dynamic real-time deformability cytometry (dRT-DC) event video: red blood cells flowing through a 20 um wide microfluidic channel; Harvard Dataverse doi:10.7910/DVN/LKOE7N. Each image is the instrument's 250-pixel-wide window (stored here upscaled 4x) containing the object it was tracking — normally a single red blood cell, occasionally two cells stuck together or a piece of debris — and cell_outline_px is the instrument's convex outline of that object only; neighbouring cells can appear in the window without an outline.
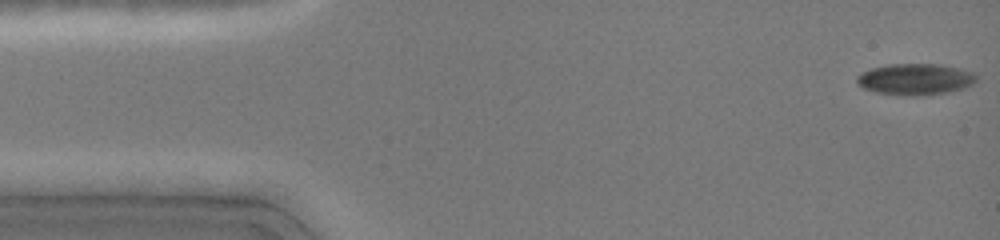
{"species": "common noctule bat (a hibernating species)", "species_latin": "Nyctalus noctula", "temperature_condition": "cold", "stored_images_in_passage": 16, "camera_frame_rate_fps": 3000, "um_per_image_px": 0.085, "animal": {"sex": "female", "body_mass_g": 19.0, "forearm_length_mm": 51.5}, "frame": {"image": 1, "passage_image": 1, "time_ms": 0.0, "image_size_px": [1000, 240], "cell_outline_px": [[976, 80], [972, 84], [964, 88], [948, 92], [920, 96], [908, 96], [876, 92], [864, 88], [856, 84], [856, 76], [872, 68], [888, 64], [940, 64], [960, 68], [972, 72], [976, 76]], "centroid_in_image_um": [77.8, 6.74], "position_along_channel_um": 7.2, "area_um2": 21.85}}
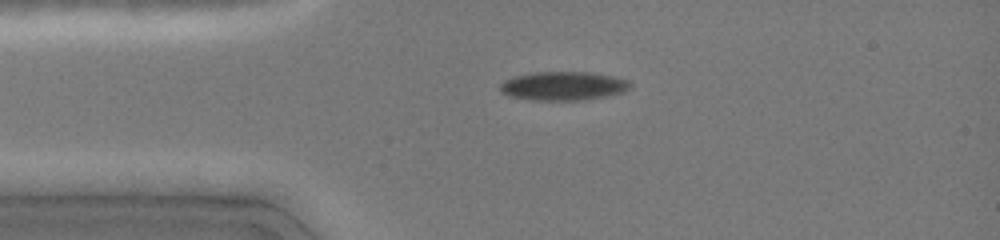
{"frame": {"image": 2, "passage_image": 7, "time_ms": 3.0, "image_size_px": [1000, 240], "cell_outline_px": [[632, 84], [628, 88], [620, 92], [608, 96], [580, 100], [532, 100], [508, 96], [500, 92], [500, 84], [504, 80], [512, 76], [532, 72], [588, 72], [612, 76], [628, 80]], "centroid_in_image_um": [47.81, 7.3], "position_along_channel_um": 37.2, "area_um2": 21.85}}
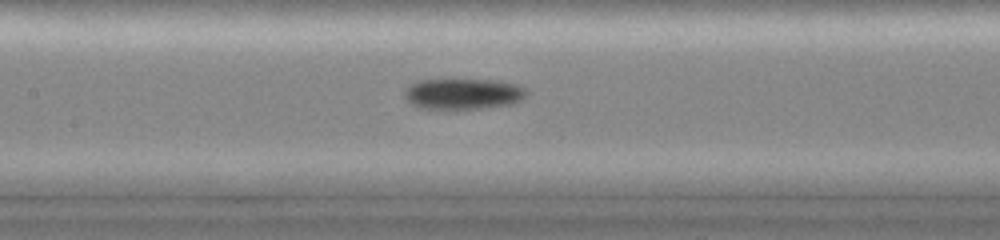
{"frame": {"image": 3, "passage_image": 15, "time_ms": 6.667, "image_size_px": [1000, 240], "cell_outline_px": [[528, 92], [520, 100], [508, 104], [480, 108], [416, 108], [404, 96], [404, 92], [412, 84], [420, 80], [496, 80], [520, 84], [528, 88]], "centroid_in_image_um": [39.41, 7.96], "position_along_channel_um": 168.0, "area_um2": 21.68}}